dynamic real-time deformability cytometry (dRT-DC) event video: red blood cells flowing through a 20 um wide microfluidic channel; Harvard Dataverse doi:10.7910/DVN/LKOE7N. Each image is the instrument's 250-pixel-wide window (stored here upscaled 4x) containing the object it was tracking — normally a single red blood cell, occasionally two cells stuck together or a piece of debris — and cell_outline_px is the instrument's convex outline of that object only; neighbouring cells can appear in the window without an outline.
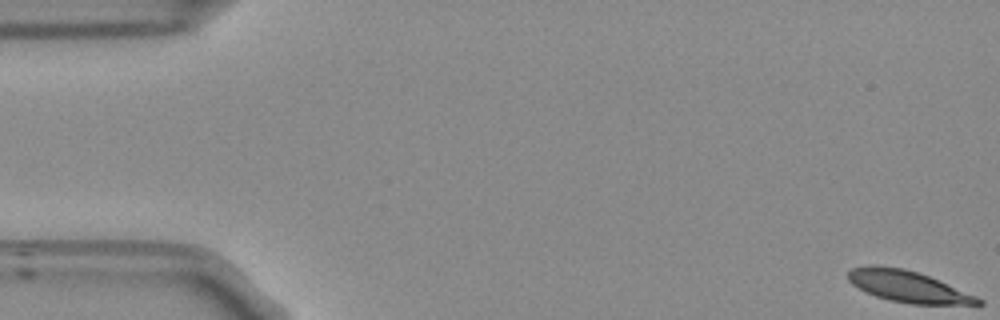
{"species": "Egyptian fruit bat (a non-hibernating species)", "species_latin": "Rousettus aegyptiacus", "temperature_condition": "room temperature", "stored_images_in_passage": 54, "camera_frame_rate_fps": 3000, "um_per_image_px": 0.085, "frame": {"image": 1, "passage_image": 1, "time_ms": 0.0, "image_size_px": [1000, 320], "cell_outline_px": [[984, 304], [912, 304], [888, 300], [876, 296], [852, 284], [848, 280], [848, 272], [852, 268], [872, 264], [876, 264], [904, 268], [928, 276], [976, 296], [984, 300]], "centroid_in_image_um": [77.15, 24.34], "position_along_channel_um": 7.9, "area_um2": 23.52}}
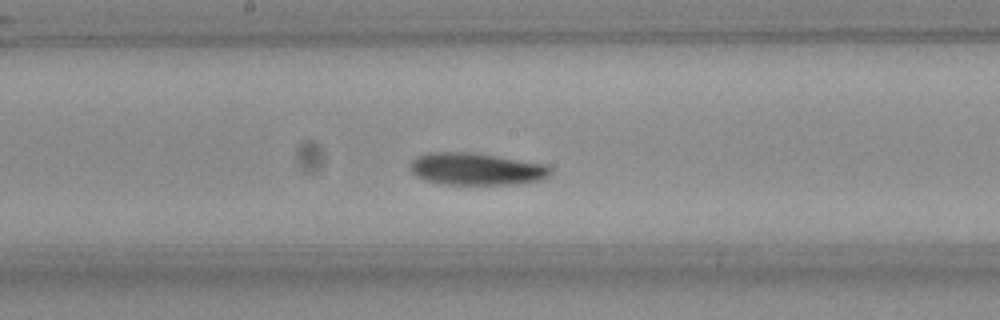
{"frame": {"image": 2, "passage_image": 28, "time_ms": 9.0, "image_size_px": [1000, 320], "cell_outline_px": [[552, 168], [548, 176], [540, 180], [516, 184], [440, 184], [424, 180], [416, 176], [412, 172], [412, 160], [416, 156], [428, 152], [468, 152], [496, 156], [544, 164]], "centroid_in_image_um": [40.45, 14.37], "position_along_channel_um": 207.7, "area_um2": 26.13}}
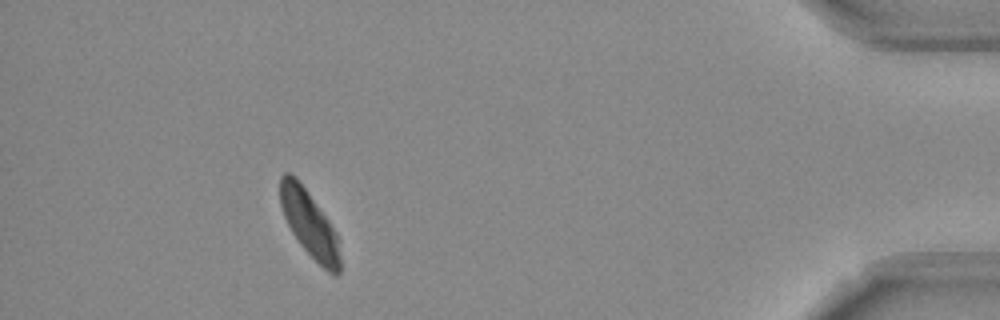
{"frame": {"image": 3, "passage_image": 49, "time_ms": 16.0, "image_size_px": [1000, 320], "cell_outline_px": [[340, 272], [336, 276], [332, 276], [300, 244], [292, 232], [284, 216], [280, 204], [280, 176], [284, 172], [288, 172], [304, 188], [328, 220], [336, 236], [340, 256]], "centroid_in_image_um": [26.29, 19.06], "position_along_channel_um": 408.9, "area_um2": 22.31}, "authors_computed_cell_mechanics": {"area_um2": 25.143, "velocity_mm_per_s": 3.7374, "shape_relaxation_time_tau1_ms": 2.5576, "shape_relaxation_time_tau2_ms": 4.2228, "deformation_change_tau1": 0.1419, "deformation_change_tau2": 0.0982}}